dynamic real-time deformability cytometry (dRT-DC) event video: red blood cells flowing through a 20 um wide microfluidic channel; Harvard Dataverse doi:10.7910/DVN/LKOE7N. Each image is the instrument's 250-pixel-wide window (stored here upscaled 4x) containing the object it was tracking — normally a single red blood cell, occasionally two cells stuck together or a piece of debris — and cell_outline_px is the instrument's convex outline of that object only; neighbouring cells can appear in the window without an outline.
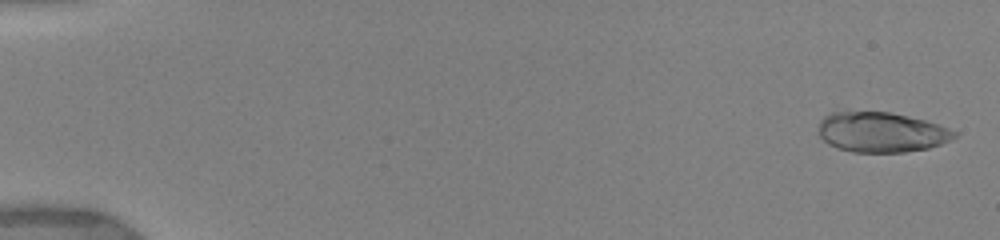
{"species": "human", "species_latin": "Homo sapiens", "temperature_condition": "warm", "stored_images_in_passage": 36, "camera_frame_rate_fps": 3000, "um_per_image_px": 0.085, "donor": {"sex": "female"}, "frame": {"image": 1, "passage_image": 2, "time_ms": 0.333, "image_size_px": [1000, 240], "cell_outline_px": [[956, 136], [940, 144], [928, 148], [904, 152], [852, 152], [836, 148], [828, 144], [820, 136], [820, 120], [828, 112], [888, 112], [924, 120], [948, 128], [956, 132]], "centroid_in_image_um": [74.87, 11.24], "position_along_channel_um": 10.1, "area_um2": 31.39}}
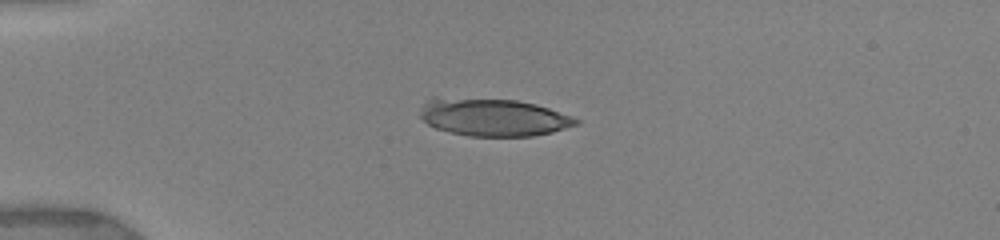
{"frame": {"image": 2, "passage_image": 20, "time_ms": 4.333, "image_size_px": [1000, 240], "cell_outline_px": [[580, 124], [552, 132], [532, 136], [468, 136], [448, 132], [436, 128], [428, 124], [420, 116], [420, 108], [428, 100], [436, 96], [516, 100], [536, 104], [572, 116], [580, 120]], "centroid_in_image_um": [41.91, 9.95], "position_along_channel_um": 43.1, "area_um2": 34.51}}